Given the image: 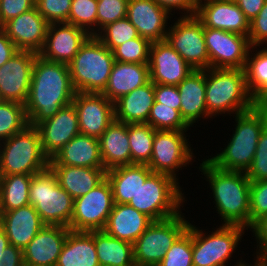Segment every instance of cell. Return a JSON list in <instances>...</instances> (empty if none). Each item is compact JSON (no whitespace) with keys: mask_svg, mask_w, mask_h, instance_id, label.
<instances>
[{"mask_svg":"<svg viewBox=\"0 0 267 266\" xmlns=\"http://www.w3.org/2000/svg\"><path fill=\"white\" fill-rule=\"evenodd\" d=\"M76 91L67 64L51 62L37 55L25 112L31 126H37L72 103Z\"/></svg>","mask_w":267,"mask_h":266,"instance_id":"cell-1","label":"cell"},{"mask_svg":"<svg viewBox=\"0 0 267 266\" xmlns=\"http://www.w3.org/2000/svg\"><path fill=\"white\" fill-rule=\"evenodd\" d=\"M200 168L211 185L218 214L225 225L250 228V180L245 172L226 171L208 160Z\"/></svg>","mask_w":267,"mask_h":266,"instance_id":"cell-2","label":"cell"},{"mask_svg":"<svg viewBox=\"0 0 267 266\" xmlns=\"http://www.w3.org/2000/svg\"><path fill=\"white\" fill-rule=\"evenodd\" d=\"M235 117V132L227 147L207 160L222 170L246 172L254 159L260 133L267 125V105L257 104Z\"/></svg>","mask_w":267,"mask_h":266,"instance_id":"cell-3","label":"cell"},{"mask_svg":"<svg viewBox=\"0 0 267 266\" xmlns=\"http://www.w3.org/2000/svg\"><path fill=\"white\" fill-rule=\"evenodd\" d=\"M205 103L210 118L216 114H240L257 103L249 93L244 69L208 68Z\"/></svg>","mask_w":267,"mask_h":266,"instance_id":"cell-4","label":"cell"},{"mask_svg":"<svg viewBox=\"0 0 267 266\" xmlns=\"http://www.w3.org/2000/svg\"><path fill=\"white\" fill-rule=\"evenodd\" d=\"M114 63L112 51L95 35H90L68 64L75 91L102 93L108 84Z\"/></svg>","mask_w":267,"mask_h":266,"instance_id":"cell-5","label":"cell"},{"mask_svg":"<svg viewBox=\"0 0 267 266\" xmlns=\"http://www.w3.org/2000/svg\"><path fill=\"white\" fill-rule=\"evenodd\" d=\"M0 148V176L34 175L49 167V158L43 153L36 126L27 125L22 131L3 140Z\"/></svg>","mask_w":267,"mask_h":266,"instance_id":"cell-6","label":"cell"},{"mask_svg":"<svg viewBox=\"0 0 267 266\" xmlns=\"http://www.w3.org/2000/svg\"><path fill=\"white\" fill-rule=\"evenodd\" d=\"M29 201L46 225L69 227L74 199L60 186L50 167L32 175Z\"/></svg>","mask_w":267,"mask_h":266,"instance_id":"cell-7","label":"cell"},{"mask_svg":"<svg viewBox=\"0 0 267 266\" xmlns=\"http://www.w3.org/2000/svg\"><path fill=\"white\" fill-rule=\"evenodd\" d=\"M177 180L167 174L152 173L145 183L141 184L129 205L153 221L164 220L182 213L179 208L185 198Z\"/></svg>","mask_w":267,"mask_h":266,"instance_id":"cell-8","label":"cell"},{"mask_svg":"<svg viewBox=\"0 0 267 266\" xmlns=\"http://www.w3.org/2000/svg\"><path fill=\"white\" fill-rule=\"evenodd\" d=\"M189 222L181 213L150 226L133 243L136 266H157L167 250L188 229Z\"/></svg>","mask_w":267,"mask_h":266,"instance_id":"cell-9","label":"cell"},{"mask_svg":"<svg viewBox=\"0 0 267 266\" xmlns=\"http://www.w3.org/2000/svg\"><path fill=\"white\" fill-rule=\"evenodd\" d=\"M244 227L225 225L217 228L211 235L203 234L202 230L192 225V261L193 266H225L226 261L236 250ZM237 262L235 266H245Z\"/></svg>","mask_w":267,"mask_h":266,"instance_id":"cell-10","label":"cell"},{"mask_svg":"<svg viewBox=\"0 0 267 266\" xmlns=\"http://www.w3.org/2000/svg\"><path fill=\"white\" fill-rule=\"evenodd\" d=\"M114 205L112 186L105 178L86 195L74 200L69 229L75 232L104 230Z\"/></svg>","mask_w":267,"mask_h":266,"instance_id":"cell-11","label":"cell"},{"mask_svg":"<svg viewBox=\"0 0 267 266\" xmlns=\"http://www.w3.org/2000/svg\"><path fill=\"white\" fill-rule=\"evenodd\" d=\"M194 70L210 68L206 49L204 26L195 16L187 14L171 26L165 39Z\"/></svg>","mask_w":267,"mask_h":266,"instance_id":"cell-12","label":"cell"},{"mask_svg":"<svg viewBox=\"0 0 267 266\" xmlns=\"http://www.w3.org/2000/svg\"><path fill=\"white\" fill-rule=\"evenodd\" d=\"M210 68L244 69L249 49L248 36L204 27Z\"/></svg>","mask_w":267,"mask_h":266,"instance_id":"cell-13","label":"cell"},{"mask_svg":"<svg viewBox=\"0 0 267 266\" xmlns=\"http://www.w3.org/2000/svg\"><path fill=\"white\" fill-rule=\"evenodd\" d=\"M184 131L155 130L151 160L147 164L153 173L176 178V169L192 161V152ZM185 135V136H184Z\"/></svg>","mask_w":267,"mask_h":266,"instance_id":"cell-14","label":"cell"},{"mask_svg":"<svg viewBox=\"0 0 267 266\" xmlns=\"http://www.w3.org/2000/svg\"><path fill=\"white\" fill-rule=\"evenodd\" d=\"M37 55L32 51L19 50L0 66V96L3 101L26 104Z\"/></svg>","mask_w":267,"mask_h":266,"instance_id":"cell-15","label":"cell"},{"mask_svg":"<svg viewBox=\"0 0 267 266\" xmlns=\"http://www.w3.org/2000/svg\"><path fill=\"white\" fill-rule=\"evenodd\" d=\"M72 103L81 134L99 139L114 120V103L102 93L76 92Z\"/></svg>","mask_w":267,"mask_h":266,"instance_id":"cell-16","label":"cell"},{"mask_svg":"<svg viewBox=\"0 0 267 266\" xmlns=\"http://www.w3.org/2000/svg\"><path fill=\"white\" fill-rule=\"evenodd\" d=\"M148 66L150 80L163 85L177 86L194 70L166 40L151 42Z\"/></svg>","mask_w":267,"mask_h":266,"instance_id":"cell-17","label":"cell"},{"mask_svg":"<svg viewBox=\"0 0 267 266\" xmlns=\"http://www.w3.org/2000/svg\"><path fill=\"white\" fill-rule=\"evenodd\" d=\"M36 127L40 133L43 153L49 159L80 133L78 115L73 103L62 107L54 116Z\"/></svg>","mask_w":267,"mask_h":266,"instance_id":"cell-18","label":"cell"},{"mask_svg":"<svg viewBox=\"0 0 267 266\" xmlns=\"http://www.w3.org/2000/svg\"><path fill=\"white\" fill-rule=\"evenodd\" d=\"M89 36L85 30L67 22L49 24L44 47L38 55L68 65Z\"/></svg>","mask_w":267,"mask_h":266,"instance_id":"cell-19","label":"cell"},{"mask_svg":"<svg viewBox=\"0 0 267 266\" xmlns=\"http://www.w3.org/2000/svg\"><path fill=\"white\" fill-rule=\"evenodd\" d=\"M49 23L36 6L6 22L2 28L18 50L39 54L44 47Z\"/></svg>","mask_w":267,"mask_h":266,"instance_id":"cell-20","label":"cell"},{"mask_svg":"<svg viewBox=\"0 0 267 266\" xmlns=\"http://www.w3.org/2000/svg\"><path fill=\"white\" fill-rule=\"evenodd\" d=\"M202 1H198L195 16L202 22L204 27L248 36L250 22L235 2L221 0Z\"/></svg>","mask_w":267,"mask_h":266,"instance_id":"cell-21","label":"cell"},{"mask_svg":"<svg viewBox=\"0 0 267 266\" xmlns=\"http://www.w3.org/2000/svg\"><path fill=\"white\" fill-rule=\"evenodd\" d=\"M70 231L64 226L45 225L23 249L24 266H56Z\"/></svg>","mask_w":267,"mask_h":266,"instance_id":"cell-22","label":"cell"},{"mask_svg":"<svg viewBox=\"0 0 267 266\" xmlns=\"http://www.w3.org/2000/svg\"><path fill=\"white\" fill-rule=\"evenodd\" d=\"M169 14L154 0H128L127 18L136 27L138 35L150 42L166 39Z\"/></svg>","mask_w":267,"mask_h":266,"instance_id":"cell-23","label":"cell"},{"mask_svg":"<svg viewBox=\"0 0 267 266\" xmlns=\"http://www.w3.org/2000/svg\"><path fill=\"white\" fill-rule=\"evenodd\" d=\"M45 225L31 204L10 211H0V226L9 243L22 250Z\"/></svg>","mask_w":267,"mask_h":266,"instance_id":"cell-24","label":"cell"},{"mask_svg":"<svg viewBox=\"0 0 267 266\" xmlns=\"http://www.w3.org/2000/svg\"><path fill=\"white\" fill-rule=\"evenodd\" d=\"M49 165L104 168L100 155L99 140L79 133L54 157L49 159Z\"/></svg>","mask_w":267,"mask_h":266,"instance_id":"cell-25","label":"cell"},{"mask_svg":"<svg viewBox=\"0 0 267 266\" xmlns=\"http://www.w3.org/2000/svg\"><path fill=\"white\" fill-rule=\"evenodd\" d=\"M152 222L150 217L129 204L114 203L104 231L133 244Z\"/></svg>","mask_w":267,"mask_h":266,"instance_id":"cell-26","label":"cell"},{"mask_svg":"<svg viewBox=\"0 0 267 266\" xmlns=\"http://www.w3.org/2000/svg\"><path fill=\"white\" fill-rule=\"evenodd\" d=\"M177 88L180 93V114L192 126L200 117H209L205 103L206 70H193Z\"/></svg>","mask_w":267,"mask_h":266,"instance_id":"cell-27","label":"cell"},{"mask_svg":"<svg viewBox=\"0 0 267 266\" xmlns=\"http://www.w3.org/2000/svg\"><path fill=\"white\" fill-rule=\"evenodd\" d=\"M99 140L100 155L106 171L131 165L128 124L113 120Z\"/></svg>","mask_w":267,"mask_h":266,"instance_id":"cell-28","label":"cell"},{"mask_svg":"<svg viewBox=\"0 0 267 266\" xmlns=\"http://www.w3.org/2000/svg\"><path fill=\"white\" fill-rule=\"evenodd\" d=\"M150 81L148 64L115 61L109 81L102 92L111 102Z\"/></svg>","mask_w":267,"mask_h":266,"instance_id":"cell-29","label":"cell"},{"mask_svg":"<svg viewBox=\"0 0 267 266\" xmlns=\"http://www.w3.org/2000/svg\"><path fill=\"white\" fill-rule=\"evenodd\" d=\"M154 101V83L150 80L114 102V120L125 124L146 123Z\"/></svg>","mask_w":267,"mask_h":266,"instance_id":"cell-30","label":"cell"},{"mask_svg":"<svg viewBox=\"0 0 267 266\" xmlns=\"http://www.w3.org/2000/svg\"><path fill=\"white\" fill-rule=\"evenodd\" d=\"M60 186L75 200L86 195L106 178L104 168L49 165Z\"/></svg>","mask_w":267,"mask_h":266,"instance_id":"cell-31","label":"cell"},{"mask_svg":"<svg viewBox=\"0 0 267 266\" xmlns=\"http://www.w3.org/2000/svg\"><path fill=\"white\" fill-rule=\"evenodd\" d=\"M152 173L146 164L119 166L106 171V178L112 186L114 203L129 204L141 184H144Z\"/></svg>","mask_w":267,"mask_h":266,"instance_id":"cell-32","label":"cell"},{"mask_svg":"<svg viewBox=\"0 0 267 266\" xmlns=\"http://www.w3.org/2000/svg\"><path fill=\"white\" fill-rule=\"evenodd\" d=\"M56 266H100L94 231H70L62 246Z\"/></svg>","mask_w":267,"mask_h":266,"instance_id":"cell-33","label":"cell"},{"mask_svg":"<svg viewBox=\"0 0 267 266\" xmlns=\"http://www.w3.org/2000/svg\"><path fill=\"white\" fill-rule=\"evenodd\" d=\"M94 242L100 266H136L132 243L110 236L104 230L94 231Z\"/></svg>","mask_w":267,"mask_h":266,"instance_id":"cell-34","label":"cell"},{"mask_svg":"<svg viewBox=\"0 0 267 266\" xmlns=\"http://www.w3.org/2000/svg\"><path fill=\"white\" fill-rule=\"evenodd\" d=\"M32 175L0 176V211H10L30 204L29 186Z\"/></svg>","mask_w":267,"mask_h":266,"instance_id":"cell-35","label":"cell"},{"mask_svg":"<svg viewBox=\"0 0 267 266\" xmlns=\"http://www.w3.org/2000/svg\"><path fill=\"white\" fill-rule=\"evenodd\" d=\"M249 54L244 68L249 93L257 104L267 105V48L258 51L253 58Z\"/></svg>","mask_w":267,"mask_h":266,"instance_id":"cell-36","label":"cell"},{"mask_svg":"<svg viewBox=\"0 0 267 266\" xmlns=\"http://www.w3.org/2000/svg\"><path fill=\"white\" fill-rule=\"evenodd\" d=\"M155 129L147 123L128 124L131 164H148L151 160Z\"/></svg>","mask_w":267,"mask_h":266,"instance_id":"cell-37","label":"cell"},{"mask_svg":"<svg viewBox=\"0 0 267 266\" xmlns=\"http://www.w3.org/2000/svg\"><path fill=\"white\" fill-rule=\"evenodd\" d=\"M27 125L25 105L13 101L0 103V142L22 131Z\"/></svg>","mask_w":267,"mask_h":266,"instance_id":"cell-38","label":"cell"},{"mask_svg":"<svg viewBox=\"0 0 267 266\" xmlns=\"http://www.w3.org/2000/svg\"><path fill=\"white\" fill-rule=\"evenodd\" d=\"M155 130L187 131L190 127L182 118L180 111L175 106L154 102L148 121L146 122Z\"/></svg>","mask_w":267,"mask_h":266,"instance_id":"cell-39","label":"cell"},{"mask_svg":"<svg viewBox=\"0 0 267 266\" xmlns=\"http://www.w3.org/2000/svg\"><path fill=\"white\" fill-rule=\"evenodd\" d=\"M101 30L95 36L111 51L124 42L139 36L136 27L127 17L109 23Z\"/></svg>","mask_w":267,"mask_h":266,"instance_id":"cell-40","label":"cell"},{"mask_svg":"<svg viewBox=\"0 0 267 266\" xmlns=\"http://www.w3.org/2000/svg\"><path fill=\"white\" fill-rule=\"evenodd\" d=\"M68 23L85 30L89 35H96L97 0H72Z\"/></svg>","mask_w":267,"mask_h":266,"instance_id":"cell-41","label":"cell"},{"mask_svg":"<svg viewBox=\"0 0 267 266\" xmlns=\"http://www.w3.org/2000/svg\"><path fill=\"white\" fill-rule=\"evenodd\" d=\"M157 266H193L192 261V225L167 250Z\"/></svg>","mask_w":267,"mask_h":266,"instance_id":"cell-42","label":"cell"},{"mask_svg":"<svg viewBox=\"0 0 267 266\" xmlns=\"http://www.w3.org/2000/svg\"><path fill=\"white\" fill-rule=\"evenodd\" d=\"M151 42L138 36L128 40L112 50L115 61L148 64Z\"/></svg>","mask_w":267,"mask_h":266,"instance_id":"cell-43","label":"cell"},{"mask_svg":"<svg viewBox=\"0 0 267 266\" xmlns=\"http://www.w3.org/2000/svg\"><path fill=\"white\" fill-rule=\"evenodd\" d=\"M72 0H35L38 12L49 24L68 23Z\"/></svg>","mask_w":267,"mask_h":266,"instance_id":"cell-44","label":"cell"},{"mask_svg":"<svg viewBox=\"0 0 267 266\" xmlns=\"http://www.w3.org/2000/svg\"><path fill=\"white\" fill-rule=\"evenodd\" d=\"M128 0H97V28L127 17Z\"/></svg>","mask_w":267,"mask_h":266,"instance_id":"cell-45","label":"cell"},{"mask_svg":"<svg viewBox=\"0 0 267 266\" xmlns=\"http://www.w3.org/2000/svg\"><path fill=\"white\" fill-rule=\"evenodd\" d=\"M250 228L267 215V180L250 182Z\"/></svg>","mask_w":267,"mask_h":266,"instance_id":"cell-46","label":"cell"},{"mask_svg":"<svg viewBox=\"0 0 267 266\" xmlns=\"http://www.w3.org/2000/svg\"><path fill=\"white\" fill-rule=\"evenodd\" d=\"M245 174L250 181L267 180V125L260 133L254 159Z\"/></svg>","mask_w":267,"mask_h":266,"instance_id":"cell-47","label":"cell"},{"mask_svg":"<svg viewBox=\"0 0 267 266\" xmlns=\"http://www.w3.org/2000/svg\"><path fill=\"white\" fill-rule=\"evenodd\" d=\"M248 40L251 47L267 43V0L258 15L250 21Z\"/></svg>","mask_w":267,"mask_h":266,"instance_id":"cell-48","label":"cell"},{"mask_svg":"<svg viewBox=\"0 0 267 266\" xmlns=\"http://www.w3.org/2000/svg\"><path fill=\"white\" fill-rule=\"evenodd\" d=\"M35 7V0H0V27Z\"/></svg>","mask_w":267,"mask_h":266,"instance_id":"cell-49","label":"cell"},{"mask_svg":"<svg viewBox=\"0 0 267 266\" xmlns=\"http://www.w3.org/2000/svg\"><path fill=\"white\" fill-rule=\"evenodd\" d=\"M154 102L175 106L180 111V93L175 85L154 84Z\"/></svg>","mask_w":267,"mask_h":266,"instance_id":"cell-50","label":"cell"},{"mask_svg":"<svg viewBox=\"0 0 267 266\" xmlns=\"http://www.w3.org/2000/svg\"><path fill=\"white\" fill-rule=\"evenodd\" d=\"M255 233L257 242L259 245L260 253L257 252V260L258 262H262L267 264V215L257 221L251 228ZM259 240V241H258Z\"/></svg>","mask_w":267,"mask_h":266,"instance_id":"cell-51","label":"cell"},{"mask_svg":"<svg viewBox=\"0 0 267 266\" xmlns=\"http://www.w3.org/2000/svg\"><path fill=\"white\" fill-rule=\"evenodd\" d=\"M158 5H160L163 9H166L169 13L171 10H184V13L188 14V16L195 15L197 10V5L199 0H154Z\"/></svg>","mask_w":267,"mask_h":266,"instance_id":"cell-52","label":"cell"},{"mask_svg":"<svg viewBox=\"0 0 267 266\" xmlns=\"http://www.w3.org/2000/svg\"><path fill=\"white\" fill-rule=\"evenodd\" d=\"M0 266H24L23 250L9 244L2 252Z\"/></svg>","mask_w":267,"mask_h":266,"instance_id":"cell-53","label":"cell"},{"mask_svg":"<svg viewBox=\"0 0 267 266\" xmlns=\"http://www.w3.org/2000/svg\"><path fill=\"white\" fill-rule=\"evenodd\" d=\"M18 51L16 45L7 37L3 28L0 27V66L6 63Z\"/></svg>","mask_w":267,"mask_h":266,"instance_id":"cell-54","label":"cell"},{"mask_svg":"<svg viewBox=\"0 0 267 266\" xmlns=\"http://www.w3.org/2000/svg\"><path fill=\"white\" fill-rule=\"evenodd\" d=\"M265 1L266 0H236L235 3L250 22L258 15L264 6Z\"/></svg>","mask_w":267,"mask_h":266,"instance_id":"cell-55","label":"cell"},{"mask_svg":"<svg viewBox=\"0 0 267 266\" xmlns=\"http://www.w3.org/2000/svg\"><path fill=\"white\" fill-rule=\"evenodd\" d=\"M9 239L6 236L4 229L0 226V257L3 250L9 245Z\"/></svg>","mask_w":267,"mask_h":266,"instance_id":"cell-56","label":"cell"},{"mask_svg":"<svg viewBox=\"0 0 267 266\" xmlns=\"http://www.w3.org/2000/svg\"><path fill=\"white\" fill-rule=\"evenodd\" d=\"M254 264H255L254 266H267V264L262 263V262H258V261H255ZM245 266H251V264H250V265L246 264ZM252 266H253V265H252Z\"/></svg>","mask_w":267,"mask_h":266,"instance_id":"cell-57","label":"cell"},{"mask_svg":"<svg viewBox=\"0 0 267 266\" xmlns=\"http://www.w3.org/2000/svg\"><path fill=\"white\" fill-rule=\"evenodd\" d=\"M221 1H230V2H235L236 0H221Z\"/></svg>","mask_w":267,"mask_h":266,"instance_id":"cell-58","label":"cell"}]
</instances>
